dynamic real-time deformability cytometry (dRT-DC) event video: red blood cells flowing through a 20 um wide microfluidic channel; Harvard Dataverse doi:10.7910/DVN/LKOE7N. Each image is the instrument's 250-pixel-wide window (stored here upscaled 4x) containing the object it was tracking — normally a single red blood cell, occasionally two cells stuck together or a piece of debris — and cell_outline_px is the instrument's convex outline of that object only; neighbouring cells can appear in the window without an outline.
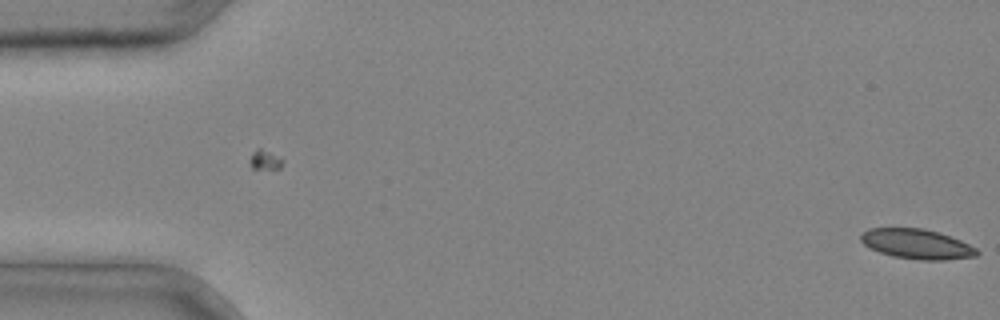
{"species": "common noctule bat (a hibernating species)", "species_latin": "Nyctalus noctula", "temperature_condition": "cold", "stored_images_in_passage": 8, "camera_frame_rate_fps": 3000, "um_per_image_px": 0.085, "animal": {"sex": "male", "body_mass_g": 20.4}, "frame": {"image": 1, "passage_image": 8, "time_ms": 2.333, "image_size_px": [1000, 320], "cell_outline_px": [[980, 252], [976, 256], [944, 260], [920, 260], [892, 256], [868, 248], [860, 240], [860, 236], [868, 228], [924, 228], [960, 240], [976, 248]], "centroid_in_image_um": [77.9, 20.74], "position_along_channel_um": 7.1, "area_um2": 20.11}}